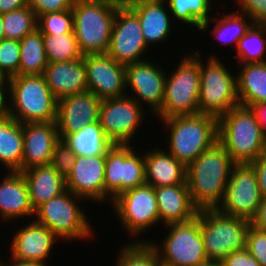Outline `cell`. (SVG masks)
Returning a JSON list of instances; mask_svg holds the SVG:
<instances>
[{
  "label": "cell",
  "mask_w": 266,
  "mask_h": 266,
  "mask_svg": "<svg viewBox=\"0 0 266 266\" xmlns=\"http://www.w3.org/2000/svg\"><path fill=\"white\" fill-rule=\"evenodd\" d=\"M235 162L216 142L187 166L186 182L193 205L198 209H215L224 197Z\"/></svg>",
  "instance_id": "obj_1"
},
{
  "label": "cell",
  "mask_w": 266,
  "mask_h": 266,
  "mask_svg": "<svg viewBox=\"0 0 266 266\" xmlns=\"http://www.w3.org/2000/svg\"><path fill=\"white\" fill-rule=\"evenodd\" d=\"M218 142L235 163H250L266 149V136L254 110L242 105L218 118Z\"/></svg>",
  "instance_id": "obj_2"
},
{
  "label": "cell",
  "mask_w": 266,
  "mask_h": 266,
  "mask_svg": "<svg viewBox=\"0 0 266 266\" xmlns=\"http://www.w3.org/2000/svg\"><path fill=\"white\" fill-rule=\"evenodd\" d=\"M123 0H74V33L82 55L106 54Z\"/></svg>",
  "instance_id": "obj_3"
},
{
  "label": "cell",
  "mask_w": 266,
  "mask_h": 266,
  "mask_svg": "<svg viewBox=\"0 0 266 266\" xmlns=\"http://www.w3.org/2000/svg\"><path fill=\"white\" fill-rule=\"evenodd\" d=\"M161 121L165 130H170L169 149H165L186 167L218 142V118L212 115H180Z\"/></svg>",
  "instance_id": "obj_4"
},
{
  "label": "cell",
  "mask_w": 266,
  "mask_h": 266,
  "mask_svg": "<svg viewBox=\"0 0 266 266\" xmlns=\"http://www.w3.org/2000/svg\"><path fill=\"white\" fill-rule=\"evenodd\" d=\"M8 81L10 116L21 124L56 122L58 100L43 75H17Z\"/></svg>",
  "instance_id": "obj_5"
},
{
  "label": "cell",
  "mask_w": 266,
  "mask_h": 266,
  "mask_svg": "<svg viewBox=\"0 0 266 266\" xmlns=\"http://www.w3.org/2000/svg\"><path fill=\"white\" fill-rule=\"evenodd\" d=\"M196 217L209 262L220 263L232 252L246 248L249 220L224 214L217 208L198 210Z\"/></svg>",
  "instance_id": "obj_6"
},
{
  "label": "cell",
  "mask_w": 266,
  "mask_h": 266,
  "mask_svg": "<svg viewBox=\"0 0 266 266\" xmlns=\"http://www.w3.org/2000/svg\"><path fill=\"white\" fill-rule=\"evenodd\" d=\"M172 74L166 73L164 100L157 119L199 113L200 66L199 52L181 59Z\"/></svg>",
  "instance_id": "obj_7"
},
{
  "label": "cell",
  "mask_w": 266,
  "mask_h": 266,
  "mask_svg": "<svg viewBox=\"0 0 266 266\" xmlns=\"http://www.w3.org/2000/svg\"><path fill=\"white\" fill-rule=\"evenodd\" d=\"M82 199L66 190L59 196L39 205L35 209L34 221L47 227L60 240L92 239L93 227L83 207L78 205V201Z\"/></svg>",
  "instance_id": "obj_8"
},
{
  "label": "cell",
  "mask_w": 266,
  "mask_h": 266,
  "mask_svg": "<svg viewBox=\"0 0 266 266\" xmlns=\"http://www.w3.org/2000/svg\"><path fill=\"white\" fill-rule=\"evenodd\" d=\"M199 52L200 92L199 113L219 118L239 105L237 95V74L227 69L217 55H211L207 64ZM234 75V76H233Z\"/></svg>",
  "instance_id": "obj_9"
},
{
  "label": "cell",
  "mask_w": 266,
  "mask_h": 266,
  "mask_svg": "<svg viewBox=\"0 0 266 266\" xmlns=\"http://www.w3.org/2000/svg\"><path fill=\"white\" fill-rule=\"evenodd\" d=\"M165 228L169 229V232L164 240L162 239V243H154L150 239L134 242H150L159 254L161 263L167 266H204L209 263L197 217L190 221L166 225Z\"/></svg>",
  "instance_id": "obj_10"
},
{
  "label": "cell",
  "mask_w": 266,
  "mask_h": 266,
  "mask_svg": "<svg viewBox=\"0 0 266 266\" xmlns=\"http://www.w3.org/2000/svg\"><path fill=\"white\" fill-rule=\"evenodd\" d=\"M134 148L133 144H114L105 155V202L109 200L110 205L123 192L146 183L144 154Z\"/></svg>",
  "instance_id": "obj_11"
},
{
  "label": "cell",
  "mask_w": 266,
  "mask_h": 266,
  "mask_svg": "<svg viewBox=\"0 0 266 266\" xmlns=\"http://www.w3.org/2000/svg\"><path fill=\"white\" fill-rule=\"evenodd\" d=\"M111 206L117 221L131 237H138L160 222L154 187L145 183L116 197ZM148 229V230H147ZM143 232V233H142Z\"/></svg>",
  "instance_id": "obj_12"
},
{
  "label": "cell",
  "mask_w": 266,
  "mask_h": 266,
  "mask_svg": "<svg viewBox=\"0 0 266 266\" xmlns=\"http://www.w3.org/2000/svg\"><path fill=\"white\" fill-rule=\"evenodd\" d=\"M144 109L134 98L127 95L102 100L99 108L101 128L113 144L131 145L132 138L146 119L147 109Z\"/></svg>",
  "instance_id": "obj_13"
},
{
  "label": "cell",
  "mask_w": 266,
  "mask_h": 266,
  "mask_svg": "<svg viewBox=\"0 0 266 266\" xmlns=\"http://www.w3.org/2000/svg\"><path fill=\"white\" fill-rule=\"evenodd\" d=\"M255 170L250 163H235L225 194L217 209L227 215L251 220L261 203Z\"/></svg>",
  "instance_id": "obj_14"
},
{
  "label": "cell",
  "mask_w": 266,
  "mask_h": 266,
  "mask_svg": "<svg viewBox=\"0 0 266 266\" xmlns=\"http://www.w3.org/2000/svg\"><path fill=\"white\" fill-rule=\"evenodd\" d=\"M148 49L137 14L123 1L116 11L107 54L127 66L148 59L143 55Z\"/></svg>",
  "instance_id": "obj_15"
},
{
  "label": "cell",
  "mask_w": 266,
  "mask_h": 266,
  "mask_svg": "<svg viewBox=\"0 0 266 266\" xmlns=\"http://www.w3.org/2000/svg\"><path fill=\"white\" fill-rule=\"evenodd\" d=\"M156 62V63H155ZM149 59L126 66L127 96L134 98L143 108L148 106L149 112L155 115L161 110L164 100L166 70ZM131 95H130V94ZM143 103V104H142Z\"/></svg>",
  "instance_id": "obj_16"
},
{
  "label": "cell",
  "mask_w": 266,
  "mask_h": 266,
  "mask_svg": "<svg viewBox=\"0 0 266 266\" xmlns=\"http://www.w3.org/2000/svg\"><path fill=\"white\" fill-rule=\"evenodd\" d=\"M88 91L106 100L126 96V66L106 54L83 55Z\"/></svg>",
  "instance_id": "obj_17"
},
{
  "label": "cell",
  "mask_w": 266,
  "mask_h": 266,
  "mask_svg": "<svg viewBox=\"0 0 266 266\" xmlns=\"http://www.w3.org/2000/svg\"><path fill=\"white\" fill-rule=\"evenodd\" d=\"M104 171L105 156H76L66 178L67 190L83 200L105 202Z\"/></svg>",
  "instance_id": "obj_18"
},
{
  "label": "cell",
  "mask_w": 266,
  "mask_h": 266,
  "mask_svg": "<svg viewBox=\"0 0 266 266\" xmlns=\"http://www.w3.org/2000/svg\"><path fill=\"white\" fill-rule=\"evenodd\" d=\"M101 100L90 91L58 100L57 128L62 140L67 134L99 121Z\"/></svg>",
  "instance_id": "obj_19"
},
{
  "label": "cell",
  "mask_w": 266,
  "mask_h": 266,
  "mask_svg": "<svg viewBox=\"0 0 266 266\" xmlns=\"http://www.w3.org/2000/svg\"><path fill=\"white\" fill-rule=\"evenodd\" d=\"M59 238L36 221L27 223L12 237L10 255L18 261L37 262L44 265Z\"/></svg>",
  "instance_id": "obj_20"
},
{
  "label": "cell",
  "mask_w": 266,
  "mask_h": 266,
  "mask_svg": "<svg viewBox=\"0 0 266 266\" xmlns=\"http://www.w3.org/2000/svg\"><path fill=\"white\" fill-rule=\"evenodd\" d=\"M23 137L21 172L50 164L54 146L60 140L57 122L24 123Z\"/></svg>",
  "instance_id": "obj_21"
},
{
  "label": "cell",
  "mask_w": 266,
  "mask_h": 266,
  "mask_svg": "<svg viewBox=\"0 0 266 266\" xmlns=\"http://www.w3.org/2000/svg\"><path fill=\"white\" fill-rule=\"evenodd\" d=\"M123 1L137 14L148 47L163 43L165 40L167 42L173 21L170 20L171 14L165 0Z\"/></svg>",
  "instance_id": "obj_22"
},
{
  "label": "cell",
  "mask_w": 266,
  "mask_h": 266,
  "mask_svg": "<svg viewBox=\"0 0 266 266\" xmlns=\"http://www.w3.org/2000/svg\"><path fill=\"white\" fill-rule=\"evenodd\" d=\"M43 76L57 100L88 91L83 57L77 60L48 63Z\"/></svg>",
  "instance_id": "obj_23"
},
{
  "label": "cell",
  "mask_w": 266,
  "mask_h": 266,
  "mask_svg": "<svg viewBox=\"0 0 266 266\" xmlns=\"http://www.w3.org/2000/svg\"><path fill=\"white\" fill-rule=\"evenodd\" d=\"M0 182V216L8 222L19 218L34 217L29 189L22 172L9 171Z\"/></svg>",
  "instance_id": "obj_24"
},
{
  "label": "cell",
  "mask_w": 266,
  "mask_h": 266,
  "mask_svg": "<svg viewBox=\"0 0 266 266\" xmlns=\"http://www.w3.org/2000/svg\"><path fill=\"white\" fill-rule=\"evenodd\" d=\"M154 191L163 227L190 221L196 217L198 209L192 203L187 183L155 187Z\"/></svg>",
  "instance_id": "obj_25"
},
{
  "label": "cell",
  "mask_w": 266,
  "mask_h": 266,
  "mask_svg": "<svg viewBox=\"0 0 266 266\" xmlns=\"http://www.w3.org/2000/svg\"><path fill=\"white\" fill-rule=\"evenodd\" d=\"M145 157V181L152 187L179 185L186 182L187 167L166 149H149Z\"/></svg>",
  "instance_id": "obj_26"
},
{
  "label": "cell",
  "mask_w": 266,
  "mask_h": 266,
  "mask_svg": "<svg viewBox=\"0 0 266 266\" xmlns=\"http://www.w3.org/2000/svg\"><path fill=\"white\" fill-rule=\"evenodd\" d=\"M22 174L27 182L34 210L67 190L66 178L51 164L29 168Z\"/></svg>",
  "instance_id": "obj_27"
},
{
  "label": "cell",
  "mask_w": 266,
  "mask_h": 266,
  "mask_svg": "<svg viewBox=\"0 0 266 266\" xmlns=\"http://www.w3.org/2000/svg\"><path fill=\"white\" fill-rule=\"evenodd\" d=\"M237 70L239 105L253 107L266 102V62L247 63Z\"/></svg>",
  "instance_id": "obj_28"
},
{
  "label": "cell",
  "mask_w": 266,
  "mask_h": 266,
  "mask_svg": "<svg viewBox=\"0 0 266 266\" xmlns=\"http://www.w3.org/2000/svg\"><path fill=\"white\" fill-rule=\"evenodd\" d=\"M23 151V124L10 115L0 117V164L8 172H21Z\"/></svg>",
  "instance_id": "obj_29"
},
{
  "label": "cell",
  "mask_w": 266,
  "mask_h": 266,
  "mask_svg": "<svg viewBox=\"0 0 266 266\" xmlns=\"http://www.w3.org/2000/svg\"><path fill=\"white\" fill-rule=\"evenodd\" d=\"M62 141L73 150L76 156H105L114 145L107 138L99 121L67 134Z\"/></svg>",
  "instance_id": "obj_30"
},
{
  "label": "cell",
  "mask_w": 266,
  "mask_h": 266,
  "mask_svg": "<svg viewBox=\"0 0 266 266\" xmlns=\"http://www.w3.org/2000/svg\"><path fill=\"white\" fill-rule=\"evenodd\" d=\"M234 10L230 14L220 15L221 18L218 15L211 17L201 25L200 32H206L210 27L209 23L214 21L216 25L210 31L215 36L214 38H217L220 44H226V46L233 43L236 49L239 40L251 28L253 22L246 14Z\"/></svg>",
  "instance_id": "obj_31"
},
{
  "label": "cell",
  "mask_w": 266,
  "mask_h": 266,
  "mask_svg": "<svg viewBox=\"0 0 266 266\" xmlns=\"http://www.w3.org/2000/svg\"><path fill=\"white\" fill-rule=\"evenodd\" d=\"M19 43V75H43L48 65L43 34L38 29H35L20 40Z\"/></svg>",
  "instance_id": "obj_32"
},
{
  "label": "cell",
  "mask_w": 266,
  "mask_h": 266,
  "mask_svg": "<svg viewBox=\"0 0 266 266\" xmlns=\"http://www.w3.org/2000/svg\"><path fill=\"white\" fill-rule=\"evenodd\" d=\"M174 20L187 26H194L199 31L201 25L211 16L212 0H165Z\"/></svg>",
  "instance_id": "obj_33"
},
{
  "label": "cell",
  "mask_w": 266,
  "mask_h": 266,
  "mask_svg": "<svg viewBox=\"0 0 266 266\" xmlns=\"http://www.w3.org/2000/svg\"><path fill=\"white\" fill-rule=\"evenodd\" d=\"M236 51L238 65L266 62V25L253 24L239 40Z\"/></svg>",
  "instance_id": "obj_34"
},
{
  "label": "cell",
  "mask_w": 266,
  "mask_h": 266,
  "mask_svg": "<svg viewBox=\"0 0 266 266\" xmlns=\"http://www.w3.org/2000/svg\"><path fill=\"white\" fill-rule=\"evenodd\" d=\"M48 63L77 60L83 57L74 32L43 34Z\"/></svg>",
  "instance_id": "obj_35"
},
{
  "label": "cell",
  "mask_w": 266,
  "mask_h": 266,
  "mask_svg": "<svg viewBox=\"0 0 266 266\" xmlns=\"http://www.w3.org/2000/svg\"><path fill=\"white\" fill-rule=\"evenodd\" d=\"M5 39L22 40L37 29V17L28 6L2 15Z\"/></svg>",
  "instance_id": "obj_36"
},
{
  "label": "cell",
  "mask_w": 266,
  "mask_h": 266,
  "mask_svg": "<svg viewBox=\"0 0 266 266\" xmlns=\"http://www.w3.org/2000/svg\"><path fill=\"white\" fill-rule=\"evenodd\" d=\"M115 266H159V254L150 242H130L120 248Z\"/></svg>",
  "instance_id": "obj_37"
},
{
  "label": "cell",
  "mask_w": 266,
  "mask_h": 266,
  "mask_svg": "<svg viewBox=\"0 0 266 266\" xmlns=\"http://www.w3.org/2000/svg\"><path fill=\"white\" fill-rule=\"evenodd\" d=\"M37 29L42 34L74 32V16L72 9L39 15L37 17Z\"/></svg>",
  "instance_id": "obj_38"
},
{
  "label": "cell",
  "mask_w": 266,
  "mask_h": 266,
  "mask_svg": "<svg viewBox=\"0 0 266 266\" xmlns=\"http://www.w3.org/2000/svg\"><path fill=\"white\" fill-rule=\"evenodd\" d=\"M20 43L19 40L0 41V72L7 79L19 75Z\"/></svg>",
  "instance_id": "obj_39"
},
{
  "label": "cell",
  "mask_w": 266,
  "mask_h": 266,
  "mask_svg": "<svg viewBox=\"0 0 266 266\" xmlns=\"http://www.w3.org/2000/svg\"><path fill=\"white\" fill-rule=\"evenodd\" d=\"M75 158L73 150L60 139L54 146L50 164L67 178L73 170Z\"/></svg>",
  "instance_id": "obj_40"
},
{
  "label": "cell",
  "mask_w": 266,
  "mask_h": 266,
  "mask_svg": "<svg viewBox=\"0 0 266 266\" xmlns=\"http://www.w3.org/2000/svg\"><path fill=\"white\" fill-rule=\"evenodd\" d=\"M245 249L255 257L260 266H266V230H260L250 225Z\"/></svg>",
  "instance_id": "obj_41"
},
{
  "label": "cell",
  "mask_w": 266,
  "mask_h": 266,
  "mask_svg": "<svg viewBox=\"0 0 266 266\" xmlns=\"http://www.w3.org/2000/svg\"><path fill=\"white\" fill-rule=\"evenodd\" d=\"M237 10L246 14L253 24L266 25V0H235ZM239 8V9H238Z\"/></svg>",
  "instance_id": "obj_42"
},
{
  "label": "cell",
  "mask_w": 266,
  "mask_h": 266,
  "mask_svg": "<svg viewBox=\"0 0 266 266\" xmlns=\"http://www.w3.org/2000/svg\"><path fill=\"white\" fill-rule=\"evenodd\" d=\"M73 3L74 0H27V6L35 12L36 17L72 9Z\"/></svg>",
  "instance_id": "obj_43"
},
{
  "label": "cell",
  "mask_w": 266,
  "mask_h": 266,
  "mask_svg": "<svg viewBox=\"0 0 266 266\" xmlns=\"http://www.w3.org/2000/svg\"><path fill=\"white\" fill-rule=\"evenodd\" d=\"M223 266H260L259 262L246 249L232 252L221 262Z\"/></svg>",
  "instance_id": "obj_44"
},
{
  "label": "cell",
  "mask_w": 266,
  "mask_h": 266,
  "mask_svg": "<svg viewBox=\"0 0 266 266\" xmlns=\"http://www.w3.org/2000/svg\"><path fill=\"white\" fill-rule=\"evenodd\" d=\"M250 164L255 170L259 191L264 198L266 197V149Z\"/></svg>",
  "instance_id": "obj_45"
},
{
  "label": "cell",
  "mask_w": 266,
  "mask_h": 266,
  "mask_svg": "<svg viewBox=\"0 0 266 266\" xmlns=\"http://www.w3.org/2000/svg\"><path fill=\"white\" fill-rule=\"evenodd\" d=\"M254 228L266 230V197L261 199L255 216L250 220Z\"/></svg>",
  "instance_id": "obj_46"
},
{
  "label": "cell",
  "mask_w": 266,
  "mask_h": 266,
  "mask_svg": "<svg viewBox=\"0 0 266 266\" xmlns=\"http://www.w3.org/2000/svg\"><path fill=\"white\" fill-rule=\"evenodd\" d=\"M8 93L9 85H0V117L8 116L10 113V101Z\"/></svg>",
  "instance_id": "obj_47"
},
{
  "label": "cell",
  "mask_w": 266,
  "mask_h": 266,
  "mask_svg": "<svg viewBox=\"0 0 266 266\" xmlns=\"http://www.w3.org/2000/svg\"><path fill=\"white\" fill-rule=\"evenodd\" d=\"M27 6V0H0V14H6Z\"/></svg>",
  "instance_id": "obj_48"
},
{
  "label": "cell",
  "mask_w": 266,
  "mask_h": 266,
  "mask_svg": "<svg viewBox=\"0 0 266 266\" xmlns=\"http://www.w3.org/2000/svg\"><path fill=\"white\" fill-rule=\"evenodd\" d=\"M252 109L254 110L257 119L260 122L263 134L266 136V102L254 105Z\"/></svg>",
  "instance_id": "obj_49"
},
{
  "label": "cell",
  "mask_w": 266,
  "mask_h": 266,
  "mask_svg": "<svg viewBox=\"0 0 266 266\" xmlns=\"http://www.w3.org/2000/svg\"><path fill=\"white\" fill-rule=\"evenodd\" d=\"M11 261L9 260V264L6 263L4 266H48L37 262H30V261H18L10 256Z\"/></svg>",
  "instance_id": "obj_50"
},
{
  "label": "cell",
  "mask_w": 266,
  "mask_h": 266,
  "mask_svg": "<svg viewBox=\"0 0 266 266\" xmlns=\"http://www.w3.org/2000/svg\"><path fill=\"white\" fill-rule=\"evenodd\" d=\"M5 39V33L3 30V20H2V15L0 14V41Z\"/></svg>",
  "instance_id": "obj_51"
},
{
  "label": "cell",
  "mask_w": 266,
  "mask_h": 266,
  "mask_svg": "<svg viewBox=\"0 0 266 266\" xmlns=\"http://www.w3.org/2000/svg\"><path fill=\"white\" fill-rule=\"evenodd\" d=\"M0 85H9V81L6 76L0 72Z\"/></svg>",
  "instance_id": "obj_52"
},
{
  "label": "cell",
  "mask_w": 266,
  "mask_h": 266,
  "mask_svg": "<svg viewBox=\"0 0 266 266\" xmlns=\"http://www.w3.org/2000/svg\"><path fill=\"white\" fill-rule=\"evenodd\" d=\"M204 266H223V265L221 263L209 262L208 264Z\"/></svg>",
  "instance_id": "obj_53"
},
{
  "label": "cell",
  "mask_w": 266,
  "mask_h": 266,
  "mask_svg": "<svg viewBox=\"0 0 266 266\" xmlns=\"http://www.w3.org/2000/svg\"><path fill=\"white\" fill-rule=\"evenodd\" d=\"M3 261H0V266H4V262L2 263Z\"/></svg>",
  "instance_id": "obj_54"
}]
</instances>
